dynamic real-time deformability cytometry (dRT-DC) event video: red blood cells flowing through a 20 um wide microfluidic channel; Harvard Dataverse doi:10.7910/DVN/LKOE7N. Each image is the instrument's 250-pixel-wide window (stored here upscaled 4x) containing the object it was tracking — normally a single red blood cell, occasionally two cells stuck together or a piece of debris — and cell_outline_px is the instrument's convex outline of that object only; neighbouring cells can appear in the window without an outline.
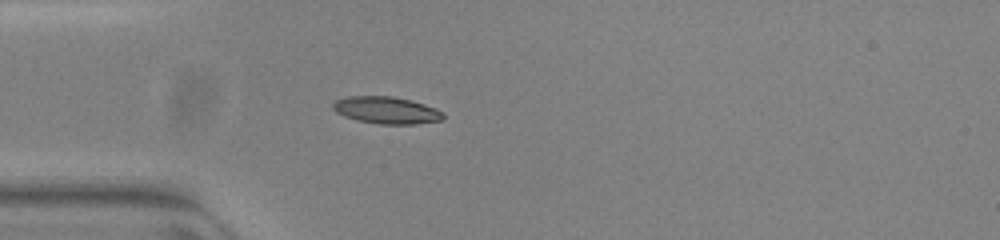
{"species": "common noctule bat (a hibernating species)", "species_latin": "Nyctalus noctula", "temperature_condition": "warm", "stored_images_in_passage": 49, "camera_frame_rate_fps": 3000, "um_per_image_px": 0.085, "animal": {"sex": "female", "body_mass_g": 23.0, "forearm_length_mm": 53.4}, "frame": {"image": 1, "passage_image": 12, "time_ms": 3.667, "image_size_px": [1000, 240], "cell_outline_px": [[444, 116], [440, 120], [416, 124], [380, 124], [356, 120], [344, 116], [336, 112], [332, 108], [332, 104], [336, 100], [348, 96], [392, 96], [424, 104], [436, 108], [444, 112]], "centroid_in_image_um": [32.83, 9.37], "position_along_channel_um": 52.2, "area_um2": 17.34}}
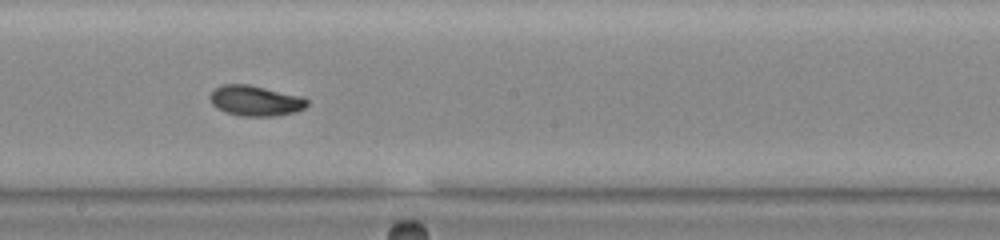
{"frame": {"image": 2, "passage_image": 26, "time_ms": 8.333, "image_size_px": [1000, 240], "cell_outline_px": [[308, 104], [304, 108], [296, 112], [276, 116], [240, 116], [224, 112], [216, 108], [212, 104], [208, 96], [216, 88], [224, 84], [248, 84], [300, 96], [308, 100]], "centroid_in_image_um": [21.69, 8.57], "position_along_channel_um": 226.5, "area_um2": 17.22}}
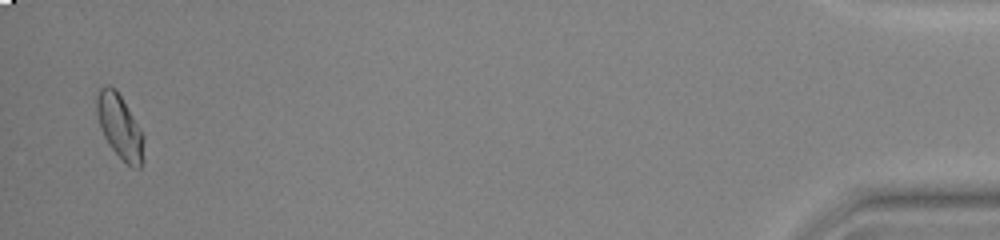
{"frame": {"image": 3, "passage_image": 48, "time_ms": 15.667, "image_size_px": [1000, 240], "cell_outline_px": [[144, 160], [140, 168], [132, 168], [108, 144], [100, 128], [96, 112], [96, 96], [100, 88], [104, 84], [108, 84], [116, 88], [140, 128], [144, 136]], "centroid_in_image_um": [10.18, 10.74], "position_along_channel_um": 425.0, "area_um2": 17.74}, "authors_computed_cell_mechanics": {"area_um2": 16.5308, "velocity_mm_per_s": 3.9293, "shape_relaxation_time_tau1_ms": 2.9678, "shape_relaxation_time_tau2_ms": 1.1477, "deformation_change_tau1": 0.1263, "deformation_change_tau2": 0.0418}}